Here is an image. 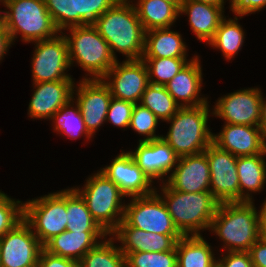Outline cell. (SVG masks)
<instances>
[{"mask_svg": "<svg viewBox=\"0 0 266 267\" xmlns=\"http://www.w3.org/2000/svg\"><path fill=\"white\" fill-rule=\"evenodd\" d=\"M98 33L108 42L112 55L115 50L128 60L142 59L145 48V30L134 4L119 0L93 24Z\"/></svg>", "mask_w": 266, "mask_h": 267, "instance_id": "1", "label": "cell"}, {"mask_svg": "<svg viewBox=\"0 0 266 267\" xmlns=\"http://www.w3.org/2000/svg\"><path fill=\"white\" fill-rule=\"evenodd\" d=\"M210 229L224 242L227 252H249L259 239L260 212L253 201L220 203Z\"/></svg>", "mask_w": 266, "mask_h": 267, "instance_id": "2", "label": "cell"}, {"mask_svg": "<svg viewBox=\"0 0 266 267\" xmlns=\"http://www.w3.org/2000/svg\"><path fill=\"white\" fill-rule=\"evenodd\" d=\"M162 183L161 198L183 236L200 235L201 230H210L220 204L211 192H181L171 189L163 180Z\"/></svg>", "mask_w": 266, "mask_h": 267, "instance_id": "3", "label": "cell"}, {"mask_svg": "<svg viewBox=\"0 0 266 267\" xmlns=\"http://www.w3.org/2000/svg\"><path fill=\"white\" fill-rule=\"evenodd\" d=\"M208 103L197 107H181L167 122L171 126L162 138L169 144L178 157L203 153L212 143L208 116Z\"/></svg>", "mask_w": 266, "mask_h": 267, "instance_id": "4", "label": "cell"}, {"mask_svg": "<svg viewBox=\"0 0 266 267\" xmlns=\"http://www.w3.org/2000/svg\"><path fill=\"white\" fill-rule=\"evenodd\" d=\"M8 11L0 10V17L8 31L11 43L21 34L22 41L36 42L56 36V28L44 0H7ZM4 13V14H2Z\"/></svg>", "mask_w": 266, "mask_h": 267, "instance_id": "5", "label": "cell"}, {"mask_svg": "<svg viewBox=\"0 0 266 267\" xmlns=\"http://www.w3.org/2000/svg\"><path fill=\"white\" fill-rule=\"evenodd\" d=\"M67 29L71 35H65L70 66L73 62H77L90 74L91 79H102L117 61L111 53L108 42L92 24Z\"/></svg>", "mask_w": 266, "mask_h": 267, "instance_id": "6", "label": "cell"}, {"mask_svg": "<svg viewBox=\"0 0 266 267\" xmlns=\"http://www.w3.org/2000/svg\"><path fill=\"white\" fill-rule=\"evenodd\" d=\"M84 199L91 216L110 235L123 220L126 197L101 171L87 179L84 189L74 188Z\"/></svg>", "mask_w": 266, "mask_h": 267, "instance_id": "7", "label": "cell"}, {"mask_svg": "<svg viewBox=\"0 0 266 267\" xmlns=\"http://www.w3.org/2000/svg\"><path fill=\"white\" fill-rule=\"evenodd\" d=\"M23 220L43 246L64 232L67 227L66 189L23 203Z\"/></svg>", "mask_w": 266, "mask_h": 267, "instance_id": "8", "label": "cell"}, {"mask_svg": "<svg viewBox=\"0 0 266 267\" xmlns=\"http://www.w3.org/2000/svg\"><path fill=\"white\" fill-rule=\"evenodd\" d=\"M118 226H131L163 235H182L156 190L149 195L131 197L130 203L125 204L123 220Z\"/></svg>", "mask_w": 266, "mask_h": 267, "instance_id": "9", "label": "cell"}, {"mask_svg": "<svg viewBox=\"0 0 266 267\" xmlns=\"http://www.w3.org/2000/svg\"><path fill=\"white\" fill-rule=\"evenodd\" d=\"M65 34L36 41L32 58L33 83L73 80L65 71L70 68L68 43Z\"/></svg>", "mask_w": 266, "mask_h": 267, "instance_id": "10", "label": "cell"}, {"mask_svg": "<svg viewBox=\"0 0 266 267\" xmlns=\"http://www.w3.org/2000/svg\"><path fill=\"white\" fill-rule=\"evenodd\" d=\"M210 169V192L219 203L239 202L237 157L211 143L204 151Z\"/></svg>", "mask_w": 266, "mask_h": 267, "instance_id": "11", "label": "cell"}, {"mask_svg": "<svg viewBox=\"0 0 266 267\" xmlns=\"http://www.w3.org/2000/svg\"><path fill=\"white\" fill-rule=\"evenodd\" d=\"M43 248L22 220L0 238V267H36Z\"/></svg>", "mask_w": 266, "mask_h": 267, "instance_id": "12", "label": "cell"}, {"mask_svg": "<svg viewBox=\"0 0 266 267\" xmlns=\"http://www.w3.org/2000/svg\"><path fill=\"white\" fill-rule=\"evenodd\" d=\"M102 80L112 97L134 104L140 102L143 92L150 84L148 70L142 59H126L123 63L117 60Z\"/></svg>", "mask_w": 266, "mask_h": 267, "instance_id": "13", "label": "cell"}, {"mask_svg": "<svg viewBox=\"0 0 266 267\" xmlns=\"http://www.w3.org/2000/svg\"><path fill=\"white\" fill-rule=\"evenodd\" d=\"M261 90H238L218 99L213 115L227 124L259 126L261 118Z\"/></svg>", "mask_w": 266, "mask_h": 267, "instance_id": "14", "label": "cell"}, {"mask_svg": "<svg viewBox=\"0 0 266 267\" xmlns=\"http://www.w3.org/2000/svg\"><path fill=\"white\" fill-rule=\"evenodd\" d=\"M79 86H76V103L79 106L86 129L93 136L98 127L106 121L112 95L108 86L102 79H81Z\"/></svg>", "mask_w": 266, "mask_h": 267, "instance_id": "15", "label": "cell"}, {"mask_svg": "<svg viewBox=\"0 0 266 267\" xmlns=\"http://www.w3.org/2000/svg\"><path fill=\"white\" fill-rule=\"evenodd\" d=\"M165 180L173 190L197 193L210 192V169L206 153L179 157L177 165Z\"/></svg>", "mask_w": 266, "mask_h": 267, "instance_id": "16", "label": "cell"}, {"mask_svg": "<svg viewBox=\"0 0 266 267\" xmlns=\"http://www.w3.org/2000/svg\"><path fill=\"white\" fill-rule=\"evenodd\" d=\"M100 171L127 197L145 196L155 191L153 182L135 163L129 151L120 153L109 166Z\"/></svg>", "mask_w": 266, "mask_h": 267, "instance_id": "17", "label": "cell"}, {"mask_svg": "<svg viewBox=\"0 0 266 267\" xmlns=\"http://www.w3.org/2000/svg\"><path fill=\"white\" fill-rule=\"evenodd\" d=\"M212 143L236 157L252 156L266 151V142L259 126L225 123L218 135H212Z\"/></svg>", "mask_w": 266, "mask_h": 267, "instance_id": "18", "label": "cell"}, {"mask_svg": "<svg viewBox=\"0 0 266 267\" xmlns=\"http://www.w3.org/2000/svg\"><path fill=\"white\" fill-rule=\"evenodd\" d=\"M139 168L153 182L164 176L177 164L178 156L161 137L150 141H139L137 149L129 152ZM163 177V178H162Z\"/></svg>", "mask_w": 266, "mask_h": 267, "instance_id": "19", "label": "cell"}, {"mask_svg": "<svg viewBox=\"0 0 266 267\" xmlns=\"http://www.w3.org/2000/svg\"><path fill=\"white\" fill-rule=\"evenodd\" d=\"M73 80H59L33 83L34 93L28 107L31 118L50 119L72 99Z\"/></svg>", "mask_w": 266, "mask_h": 267, "instance_id": "20", "label": "cell"}, {"mask_svg": "<svg viewBox=\"0 0 266 267\" xmlns=\"http://www.w3.org/2000/svg\"><path fill=\"white\" fill-rule=\"evenodd\" d=\"M122 243V253L171 251L183 235H163L131 226H118L109 236Z\"/></svg>", "mask_w": 266, "mask_h": 267, "instance_id": "21", "label": "cell"}, {"mask_svg": "<svg viewBox=\"0 0 266 267\" xmlns=\"http://www.w3.org/2000/svg\"><path fill=\"white\" fill-rule=\"evenodd\" d=\"M201 68L198 56H194L165 85L168 93L181 107H197L208 103L207 98H199L203 80Z\"/></svg>", "mask_w": 266, "mask_h": 267, "instance_id": "22", "label": "cell"}, {"mask_svg": "<svg viewBox=\"0 0 266 267\" xmlns=\"http://www.w3.org/2000/svg\"><path fill=\"white\" fill-rule=\"evenodd\" d=\"M109 235L106 231L71 232L65 230L50 239L43 247L51 254L79 262L101 239ZM98 240V242H97Z\"/></svg>", "mask_w": 266, "mask_h": 267, "instance_id": "23", "label": "cell"}, {"mask_svg": "<svg viewBox=\"0 0 266 267\" xmlns=\"http://www.w3.org/2000/svg\"><path fill=\"white\" fill-rule=\"evenodd\" d=\"M224 6H213L193 0H183L180 14L189 16L192 31L202 42H210L220 22L225 18Z\"/></svg>", "mask_w": 266, "mask_h": 267, "instance_id": "24", "label": "cell"}, {"mask_svg": "<svg viewBox=\"0 0 266 267\" xmlns=\"http://www.w3.org/2000/svg\"><path fill=\"white\" fill-rule=\"evenodd\" d=\"M186 44L181 35L169 28H155L145 32L142 58H186Z\"/></svg>", "mask_w": 266, "mask_h": 267, "instance_id": "25", "label": "cell"}, {"mask_svg": "<svg viewBox=\"0 0 266 267\" xmlns=\"http://www.w3.org/2000/svg\"><path fill=\"white\" fill-rule=\"evenodd\" d=\"M262 154L237 157V171L239 178V202L253 201L250 194L259 192L266 183V162ZM246 192H245V190ZM249 191L251 193H249Z\"/></svg>", "mask_w": 266, "mask_h": 267, "instance_id": "26", "label": "cell"}, {"mask_svg": "<svg viewBox=\"0 0 266 267\" xmlns=\"http://www.w3.org/2000/svg\"><path fill=\"white\" fill-rule=\"evenodd\" d=\"M177 267H213L217 260L202 235L183 236L177 241Z\"/></svg>", "mask_w": 266, "mask_h": 267, "instance_id": "27", "label": "cell"}, {"mask_svg": "<svg viewBox=\"0 0 266 267\" xmlns=\"http://www.w3.org/2000/svg\"><path fill=\"white\" fill-rule=\"evenodd\" d=\"M145 31L155 28H169L180 15V9L162 0H138L134 5Z\"/></svg>", "mask_w": 266, "mask_h": 267, "instance_id": "28", "label": "cell"}, {"mask_svg": "<svg viewBox=\"0 0 266 267\" xmlns=\"http://www.w3.org/2000/svg\"><path fill=\"white\" fill-rule=\"evenodd\" d=\"M67 227L71 232L105 231L91 216L82 196L73 188L66 189Z\"/></svg>", "mask_w": 266, "mask_h": 267, "instance_id": "29", "label": "cell"}, {"mask_svg": "<svg viewBox=\"0 0 266 267\" xmlns=\"http://www.w3.org/2000/svg\"><path fill=\"white\" fill-rule=\"evenodd\" d=\"M237 20V16L228 20L225 17L215 31L213 39L208 43L212 47L220 49L228 60L238 54L245 39V32Z\"/></svg>", "mask_w": 266, "mask_h": 267, "instance_id": "30", "label": "cell"}, {"mask_svg": "<svg viewBox=\"0 0 266 267\" xmlns=\"http://www.w3.org/2000/svg\"><path fill=\"white\" fill-rule=\"evenodd\" d=\"M79 267H126V258L120 248L114 245L113 236L100 241L78 262Z\"/></svg>", "mask_w": 266, "mask_h": 267, "instance_id": "31", "label": "cell"}, {"mask_svg": "<svg viewBox=\"0 0 266 267\" xmlns=\"http://www.w3.org/2000/svg\"><path fill=\"white\" fill-rule=\"evenodd\" d=\"M140 104L148 108L159 120L168 121L181 106L168 93L165 86L149 84Z\"/></svg>", "mask_w": 266, "mask_h": 267, "instance_id": "32", "label": "cell"}, {"mask_svg": "<svg viewBox=\"0 0 266 267\" xmlns=\"http://www.w3.org/2000/svg\"><path fill=\"white\" fill-rule=\"evenodd\" d=\"M74 95L64 106H62L53 116L54 130L66 134L71 139L79 138L81 135H85L86 138L91 139L92 135L86 129L83 121L82 114L78 104L74 108ZM73 104V105H71Z\"/></svg>", "mask_w": 266, "mask_h": 267, "instance_id": "33", "label": "cell"}, {"mask_svg": "<svg viewBox=\"0 0 266 267\" xmlns=\"http://www.w3.org/2000/svg\"><path fill=\"white\" fill-rule=\"evenodd\" d=\"M149 83L165 86L189 61L186 58H142ZM155 77V78H154Z\"/></svg>", "mask_w": 266, "mask_h": 267, "instance_id": "34", "label": "cell"}, {"mask_svg": "<svg viewBox=\"0 0 266 267\" xmlns=\"http://www.w3.org/2000/svg\"><path fill=\"white\" fill-rule=\"evenodd\" d=\"M126 267H177L176 247L163 252L126 253Z\"/></svg>", "mask_w": 266, "mask_h": 267, "instance_id": "35", "label": "cell"}, {"mask_svg": "<svg viewBox=\"0 0 266 267\" xmlns=\"http://www.w3.org/2000/svg\"><path fill=\"white\" fill-rule=\"evenodd\" d=\"M119 0H73L74 26L93 24Z\"/></svg>", "mask_w": 266, "mask_h": 267, "instance_id": "36", "label": "cell"}, {"mask_svg": "<svg viewBox=\"0 0 266 267\" xmlns=\"http://www.w3.org/2000/svg\"><path fill=\"white\" fill-rule=\"evenodd\" d=\"M158 121L159 119L148 108L137 103L134 104L129 127L146 137L139 141H150L162 137L155 134Z\"/></svg>", "mask_w": 266, "mask_h": 267, "instance_id": "37", "label": "cell"}, {"mask_svg": "<svg viewBox=\"0 0 266 267\" xmlns=\"http://www.w3.org/2000/svg\"><path fill=\"white\" fill-rule=\"evenodd\" d=\"M0 191V238L23 220V203Z\"/></svg>", "mask_w": 266, "mask_h": 267, "instance_id": "38", "label": "cell"}, {"mask_svg": "<svg viewBox=\"0 0 266 267\" xmlns=\"http://www.w3.org/2000/svg\"><path fill=\"white\" fill-rule=\"evenodd\" d=\"M47 11L56 28L62 32L74 26V4L73 0H44Z\"/></svg>", "mask_w": 266, "mask_h": 267, "instance_id": "39", "label": "cell"}, {"mask_svg": "<svg viewBox=\"0 0 266 267\" xmlns=\"http://www.w3.org/2000/svg\"><path fill=\"white\" fill-rule=\"evenodd\" d=\"M134 103L112 97L107 111L106 121L117 127H128L130 125Z\"/></svg>", "mask_w": 266, "mask_h": 267, "instance_id": "40", "label": "cell"}, {"mask_svg": "<svg viewBox=\"0 0 266 267\" xmlns=\"http://www.w3.org/2000/svg\"><path fill=\"white\" fill-rule=\"evenodd\" d=\"M221 259L217 260L219 267H253L249 252H227V254Z\"/></svg>", "mask_w": 266, "mask_h": 267, "instance_id": "41", "label": "cell"}, {"mask_svg": "<svg viewBox=\"0 0 266 267\" xmlns=\"http://www.w3.org/2000/svg\"><path fill=\"white\" fill-rule=\"evenodd\" d=\"M230 3L231 11L240 19L242 16L260 11L266 6V0H232Z\"/></svg>", "mask_w": 266, "mask_h": 267, "instance_id": "42", "label": "cell"}, {"mask_svg": "<svg viewBox=\"0 0 266 267\" xmlns=\"http://www.w3.org/2000/svg\"><path fill=\"white\" fill-rule=\"evenodd\" d=\"M36 267H79L78 262L49 253L42 249Z\"/></svg>", "mask_w": 266, "mask_h": 267, "instance_id": "43", "label": "cell"}, {"mask_svg": "<svg viewBox=\"0 0 266 267\" xmlns=\"http://www.w3.org/2000/svg\"><path fill=\"white\" fill-rule=\"evenodd\" d=\"M253 267H266V242L258 239L249 250Z\"/></svg>", "mask_w": 266, "mask_h": 267, "instance_id": "44", "label": "cell"}, {"mask_svg": "<svg viewBox=\"0 0 266 267\" xmlns=\"http://www.w3.org/2000/svg\"><path fill=\"white\" fill-rule=\"evenodd\" d=\"M11 44L6 26L0 17V61L3 59L2 57L6 54L7 50H9L8 48H10L9 46H11Z\"/></svg>", "mask_w": 266, "mask_h": 267, "instance_id": "45", "label": "cell"}, {"mask_svg": "<svg viewBox=\"0 0 266 267\" xmlns=\"http://www.w3.org/2000/svg\"><path fill=\"white\" fill-rule=\"evenodd\" d=\"M259 128L266 142V101H264L263 96H261V118L259 122Z\"/></svg>", "mask_w": 266, "mask_h": 267, "instance_id": "46", "label": "cell"}, {"mask_svg": "<svg viewBox=\"0 0 266 267\" xmlns=\"http://www.w3.org/2000/svg\"><path fill=\"white\" fill-rule=\"evenodd\" d=\"M260 226H266V200L260 209Z\"/></svg>", "mask_w": 266, "mask_h": 267, "instance_id": "47", "label": "cell"}, {"mask_svg": "<svg viewBox=\"0 0 266 267\" xmlns=\"http://www.w3.org/2000/svg\"><path fill=\"white\" fill-rule=\"evenodd\" d=\"M196 2H201V3H205V4H209V5H213V6H224V0H193Z\"/></svg>", "mask_w": 266, "mask_h": 267, "instance_id": "48", "label": "cell"}, {"mask_svg": "<svg viewBox=\"0 0 266 267\" xmlns=\"http://www.w3.org/2000/svg\"><path fill=\"white\" fill-rule=\"evenodd\" d=\"M259 238L266 242V226H260Z\"/></svg>", "mask_w": 266, "mask_h": 267, "instance_id": "49", "label": "cell"}, {"mask_svg": "<svg viewBox=\"0 0 266 267\" xmlns=\"http://www.w3.org/2000/svg\"><path fill=\"white\" fill-rule=\"evenodd\" d=\"M162 1H165V2H169V3L175 4L179 9H180L181 4H182V2H183V0H162Z\"/></svg>", "mask_w": 266, "mask_h": 267, "instance_id": "50", "label": "cell"}, {"mask_svg": "<svg viewBox=\"0 0 266 267\" xmlns=\"http://www.w3.org/2000/svg\"><path fill=\"white\" fill-rule=\"evenodd\" d=\"M0 2H2V3H3V5L5 6V5H6V2H7V0H0Z\"/></svg>", "mask_w": 266, "mask_h": 267, "instance_id": "51", "label": "cell"}]
</instances>
